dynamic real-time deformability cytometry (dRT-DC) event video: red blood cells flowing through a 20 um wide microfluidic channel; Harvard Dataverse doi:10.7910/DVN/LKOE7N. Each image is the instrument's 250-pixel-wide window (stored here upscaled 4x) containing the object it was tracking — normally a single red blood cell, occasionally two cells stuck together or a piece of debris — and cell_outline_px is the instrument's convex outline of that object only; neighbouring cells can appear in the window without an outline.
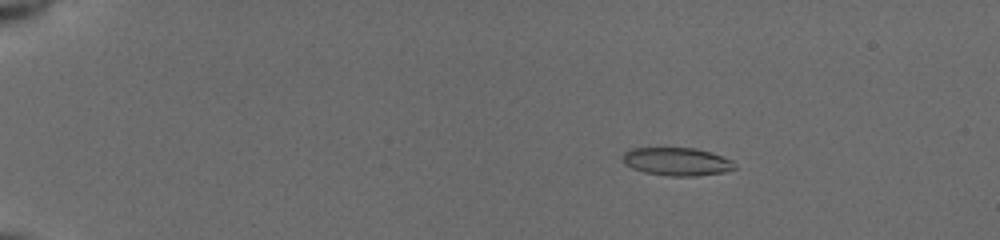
{"species": "common noctule bat (a hibernating species)", "species_latin": "Nyctalus noctula", "temperature_condition": "cold", "stored_images_in_passage": 51, "camera_frame_rate_fps": 3000, "um_per_image_px": 0.085, "animal": {"sex": "female", "body_mass_g": 19.5, "forearm_length_mm": 54.1}, "frame": {"image": 1, "passage_image": 7, "time_ms": 2.0, "image_size_px": [1000, 240], "cell_outline_px": [[736, 168], [724, 172], [696, 176], [668, 176], [644, 172], [632, 168], [624, 164], [624, 152], [628, 148], [696, 148], [732, 160], [736, 164]], "centroid_in_image_um": [57.52, 13.74], "position_along_channel_um": 27.5, "area_um2": 18.26}}
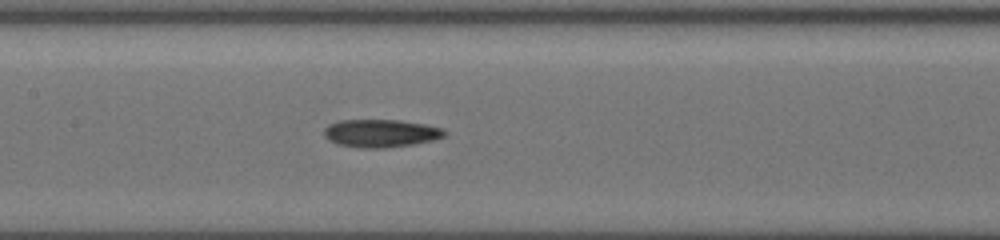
{"frame": {"image": 2, "passage_image": 26, "time_ms": 8.333, "image_size_px": [1000, 240], "cell_outline_px": [[448, 132], [444, 136], [432, 140], [412, 144], [384, 148], [364, 148], [336, 144], [328, 140], [324, 136], [324, 128], [328, 124], [336, 120], [400, 120], [424, 124], [440, 128]], "centroid_in_image_um": [32.31, 11.32], "position_along_channel_um": 175.1, "area_um2": 19.59}}
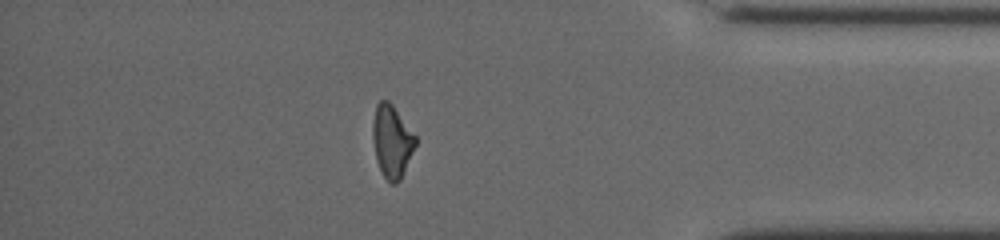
{"frame": {"image": 3, "passage_image": 45, "time_ms": 14.667, "image_size_px": [1000, 240], "cell_outline_px": [[416, 144], [400, 180], [396, 184], [392, 184], [384, 176], [376, 160], [372, 136], [372, 124], [376, 104], [380, 100], [388, 100], [392, 104], [416, 136]], "centroid_in_image_um": [33.29, 11.99], "position_along_channel_um": 401.9, "area_um2": 17.92}, "authors_computed_cell_mechanics": {"area_um2": 18.7272, "velocity_mm_per_s": 3.9546, "shape_relaxation_time_tau1_ms": 9.2885, "shape_relaxation_time_tau2_ms": 6.261, "deformation_change_tau1": 0.2167, "deformation_change_tau2": 0.1668}}